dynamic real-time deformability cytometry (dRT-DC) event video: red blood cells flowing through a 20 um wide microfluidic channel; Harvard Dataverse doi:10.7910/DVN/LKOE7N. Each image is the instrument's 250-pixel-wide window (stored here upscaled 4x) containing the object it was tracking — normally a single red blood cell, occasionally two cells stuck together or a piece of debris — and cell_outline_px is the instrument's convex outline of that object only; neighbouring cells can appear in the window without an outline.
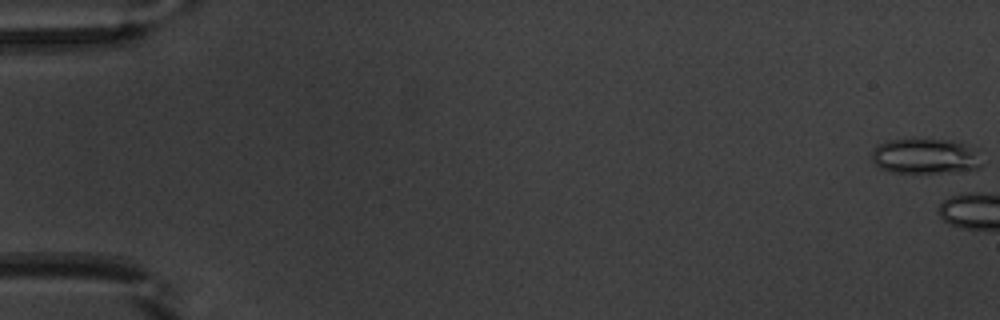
{"species": "common noctule bat (a hibernating species)", "species_latin": "Nyctalus noctula", "temperature_condition": "warm", "stored_images_in_passage": 5, "camera_frame_rate_fps": 3000, "um_per_image_px": 0.085, "animal": {"sex": "male", "body_mass_g": 20.1, "forearm_length_mm": 53.5}, "frame": {"image": 1, "passage_image": 1, "time_ms": 0.0, "image_size_px": [1000, 320], "cell_outline_px": [[984, 164], [980, 168], [972, 172], [888, 172], [880, 168], [872, 160], [872, 152], [876, 144], [888, 140], [912, 136], [952, 140], [980, 148]], "centroid_in_image_um": [78.76, 13.23], "position_along_channel_um": 6.2, "area_um2": 24.28}}